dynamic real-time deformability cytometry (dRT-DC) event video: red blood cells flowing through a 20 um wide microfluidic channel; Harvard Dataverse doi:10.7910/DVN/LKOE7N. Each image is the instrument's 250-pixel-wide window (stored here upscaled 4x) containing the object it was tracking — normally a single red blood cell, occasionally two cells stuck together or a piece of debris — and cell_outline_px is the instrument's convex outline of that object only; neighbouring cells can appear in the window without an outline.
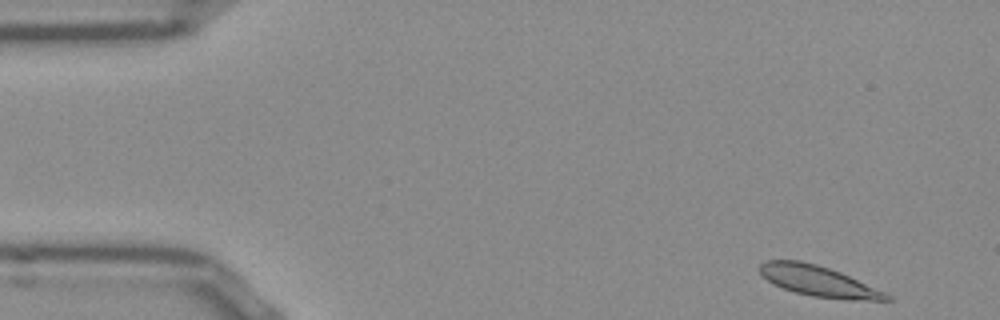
{"species": "Egyptian fruit bat (a non-hibernating species)", "species_latin": "Rousettus aegyptiacus", "temperature_condition": "room temperature", "stored_images_in_passage": 50, "camera_frame_rate_fps": 3000, "um_per_image_px": 0.085, "frame": {"image": 1, "passage_image": 1, "time_ms": 0.0, "image_size_px": [1000, 320], "cell_outline_px": [[892, 300], [848, 300], [812, 296], [796, 292], [772, 284], [760, 272], [760, 264], [764, 260], [800, 260], [816, 264], [840, 272], [884, 292], [892, 296]], "centroid_in_image_um": [69.55, 23.89], "position_along_channel_um": 15.4, "area_um2": 22.31}}
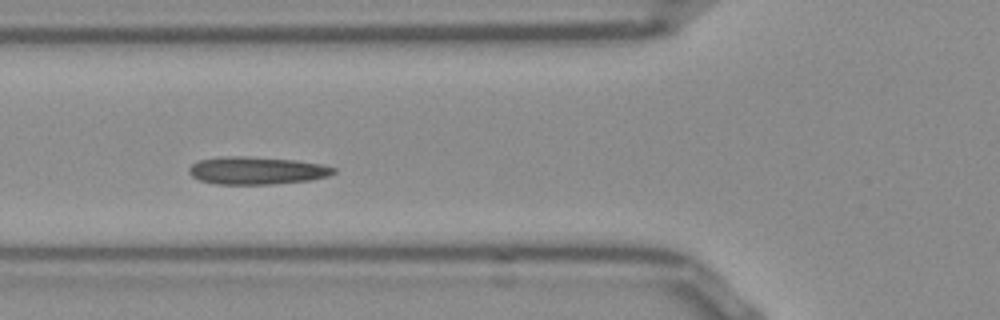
{"frame": {"image": 2, "passage_image": 16, "time_ms": 5.0, "image_size_px": [1000, 320], "cell_outline_px": [[336, 172], [328, 176], [312, 180], [272, 184], [216, 184], [200, 180], [192, 176], [188, 172], [188, 168], [192, 164], [200, 160], [228, 156], [244, 156], [296, 160], [320, 164], [336, 168]], "centroid_in_image_um": [21.83, 14.5], "position_along_channel_um": 104.0, "area_um2": 23.24}}
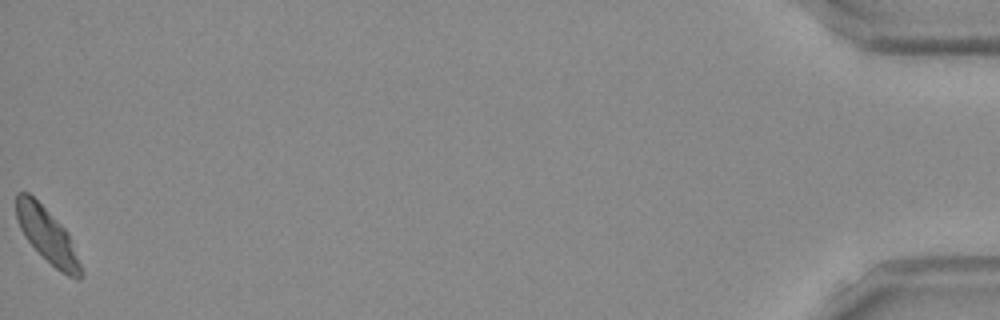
{"frame": {"image": 3, "passage_image": 50, "time_ms": 16.333, "image_size_px": [1000, 320], "cell_outline_px": [[84, 276], [80, 280], [76, 280], [68, 276], [56, 268], [28, 240], [20, 228], [16, 216], [16, 192], [28, 192], [68, 232], [84, 272]], "centroid_in_image_um": [4.05, 20.04], "position_along_channel_um": 431.1, "area_um2": 20.06}}